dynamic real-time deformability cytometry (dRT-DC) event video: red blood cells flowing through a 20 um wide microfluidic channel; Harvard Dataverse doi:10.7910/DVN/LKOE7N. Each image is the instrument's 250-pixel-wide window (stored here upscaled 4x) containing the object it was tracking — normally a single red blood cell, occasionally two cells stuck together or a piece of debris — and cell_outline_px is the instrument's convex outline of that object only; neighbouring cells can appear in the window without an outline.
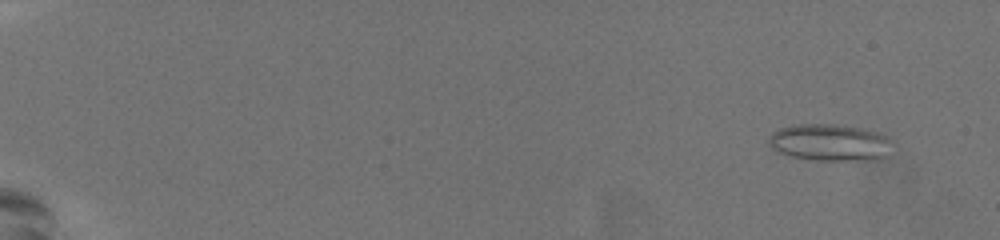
{"species": "common noctule bat (a hibernating species)", "species_latin": "Nyctalus noctula", "temperature_condition": "warm", "stored_images_in_passage": 60, "camera_frame_rate_fps": 3000, "um_per_image_px": 0.085, "animal": {"sex": "female", "body_mass_g": 19.5, "forearm_length_mm": 54.1}, "frame": {"image": 1, "passage_image": 5, "time_ms": 1.333, "image_size_px": [1000, 240], "cell_outline_px": [[892, 144], [884, 156], [876, 160], [812, 160], [788, 156], [776, 152], [768, 144], [768, 140], [772, 132], [780, 128], [796, 124], [836, 124], [876, 132], [888, 136], [892, 140]], "centroid_in_image_um": [70.49, 12.12], "position_along_channel_um": 14.5, "area_um2": 26.65}}
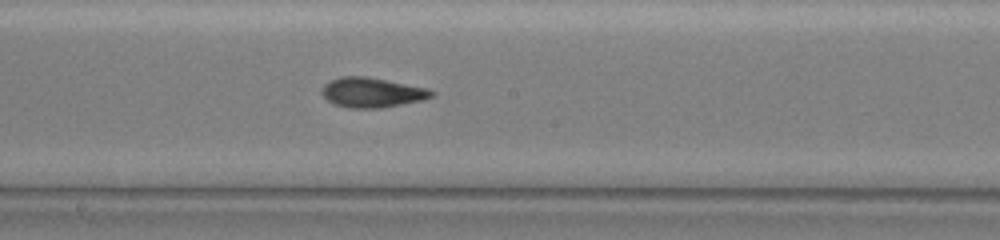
{"frame": {"image": 2, "passage_image": 36, "time_ms": 11.667, "image_size_px": [1000, 240], "cell_outline_px": [[436, 92], [432, 96], [420, 100], [380, 108], [348, 108], [336, 104], [328, 100], [320, 92], [320, 88], [324, 84], [340, 76], [368, 76], [428, 88]], "centroid_in_image_um": [31.59, 7.84], "position_along_channel_um": 216.6, "area_um2": 19.02}}
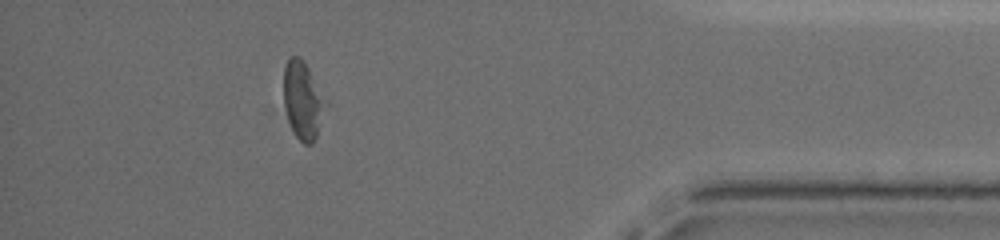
{"frame": {"image": 3, "passage_image": 54, "time_ms": 17.667, "image_size_px": [1000, 240], "cell_outline_px": [[328, 104], [316, 136], [312, 144], [304, 144], [296, 136], [288, 120], [284, 104], [284, 68], [288, 60], [292, 56], [300, 56], [308, 68]], "centroid_in_image_um": [25.75, 8.54], "position_along_channel_um": 409.5, "area_um2": 18.73}}